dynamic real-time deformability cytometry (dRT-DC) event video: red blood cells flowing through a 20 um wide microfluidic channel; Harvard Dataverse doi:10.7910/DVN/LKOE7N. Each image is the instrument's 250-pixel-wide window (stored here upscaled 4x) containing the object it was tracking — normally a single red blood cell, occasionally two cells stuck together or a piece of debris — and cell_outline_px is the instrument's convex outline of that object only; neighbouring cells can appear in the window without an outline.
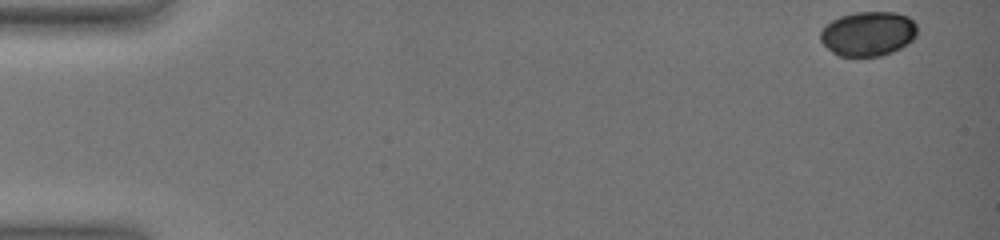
{"species": "common noctule bat (a hibernating species)", "species_latin": "Nyctalus noctula", "temperature_condition": "warm", "stored_images_in_passage": 55, "camera_frame_rate_fps": 3000, "um_per_image_px": 0.085, "animal": {"sex": "female", "body_mass_g": 19.0, "forearm_length_mm": 51.5}, "frame": {"image": 1, "passage_image": 1, "time_ms": 0.0, "image_size_px": [1000, 240], "cell_outline_px": [[916, 36], [908, 44], [892, 52], [880, 56], [840, 56], [832, 52], [820, 40], [820, 32], [832, 20], [840, 16], [856, 12], [896, 12], [908, 16], [916, 24]], "centroid_in_image_um": [73.81, 2.86], "position_along_channel_um": 11.2, "area_um2": 25.09}}
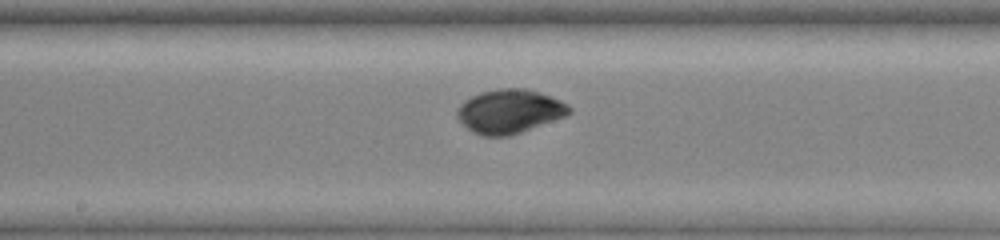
{"frame": {"image": 2, "passage_image": 32, "time_ms": 9.667, "image_size_px": [1000, 240], "cell_outline_px": [[572, 112], [564, 116], [520, 132], [508, 136], [484, 136], [472, 132], [456, 116], [456, 108], [464, 100], [480, 92], [500, 88], [524, 88], [540, 92], [560, 100], [568, 104], [572, 108]], "centroid_in_image_um": [43.28, 9.45], "position_along_channel_um": 204.9, "area_um2": 28.55}}
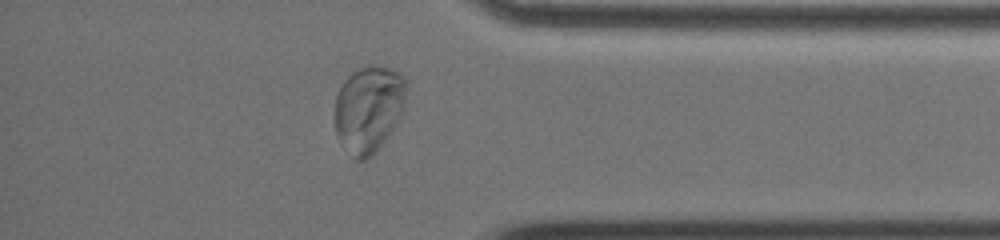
{"frame": {"image": 3, "passage_image": 49, "time_ms": 15.333, "image_size_px": [1000, 240], "cell_outline_px": [[408, 88], [404, 108], [400, 116], [376, 152], [372, 156], [364, 160], [356, 160], [340, 144], [336, 136], [336, 96], [344, 80], [352, 72], [364, 64], [372, 64], [388, 68], [400, 72], [408, 80]], "centroid_in_image_um": [31.36, 9.22], "position_along_channel_um": 403.8, "area_um2": 36.59}, "authors_computed_cell_mechanics": {"area_um2": 28.1486, "velocity_mm_per_s": 3.5767, "shape_relaxation_time_tau1_ms": 5.0475, "shape_relaxation_time_tau2_ms": null, "deformation_change_tau1": 0.2312, "deformation_change_tau2": null}}